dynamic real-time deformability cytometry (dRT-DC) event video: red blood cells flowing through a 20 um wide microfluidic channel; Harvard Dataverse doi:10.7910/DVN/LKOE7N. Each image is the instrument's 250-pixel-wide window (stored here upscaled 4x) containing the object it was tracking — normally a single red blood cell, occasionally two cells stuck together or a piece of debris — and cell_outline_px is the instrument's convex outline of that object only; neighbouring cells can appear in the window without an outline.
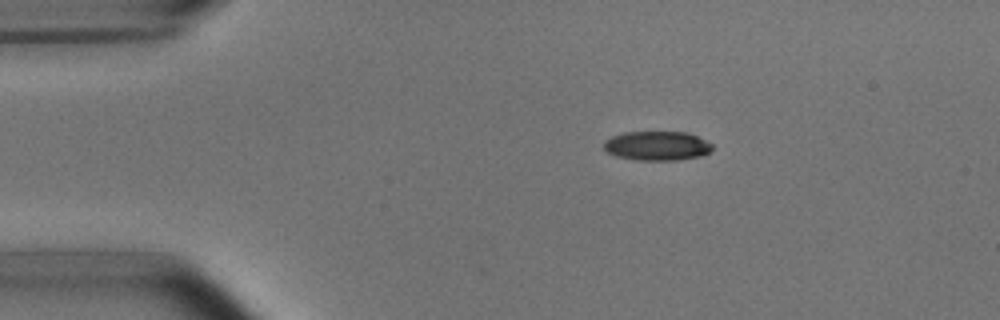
{"species": "common noctule bat (a hibernating species)", "species_latin": "Nyctalus noctula", "temperature_condition": "room temperature", "stored_images_in_passage": 44, "camera_frame_rate_fps": 3000, "um_per_image_px": 0.085, "animal": {"sex": "male", "body_mass_g": 15.6}, "frame": {"image": 1, "passage_image": 1, "time_ms": 0.0, "image_size_px": [1000, 320], "cell_outline_px": [[712, 148], [708, 152], [700, 156], [676, 160], [636, 160], [616, 156], [608, 152], [604, 148], [604, 140], [612, 136], [624, 132], [688, 132], [712, 144]], "centroid_in_image_um": [55.82, 12.39], "position_along_channel_um": 29.2, "area_um2": 18.38}}
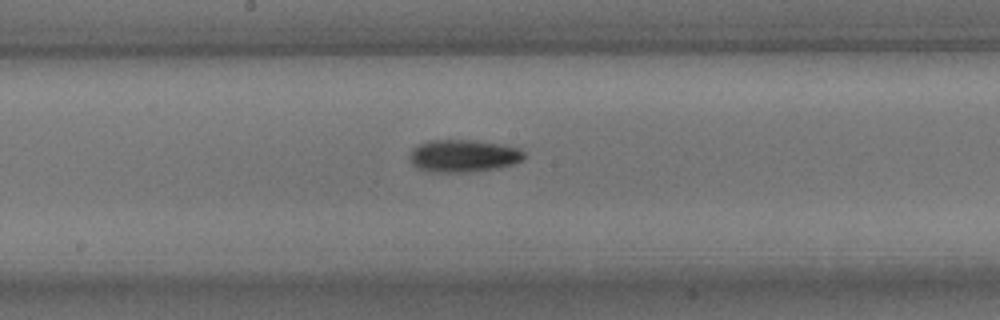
{"frame": {"image": 2, "passage_image": 19, "time_ms": 6.0, "image_size_px": [1000, 320], "cell_outline_px": [[524, 156], [520, 160], [512, 164], [496, 168], [464, 172], [428, 172], [416, 168], [408, 160], [412, 148], [428, 140], [476, 140], [504, 144], [520, 148], [524, 152]], "centroid_in_image_um": [39.34, 13.24], "position_along_channel_um": 208.9, "area_um2": 21.79}}
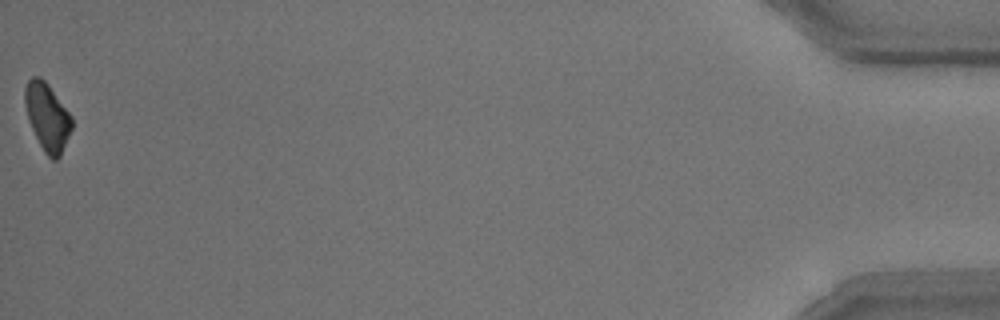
{"frame": {"image": 3, "passage_image": 44, "time_ms": 14.333, "image_size_px": [1000, 320], "cell_outline_px": [[72, 128], [60, 156], [56, 160], [52, 160], [44, 152], [28, 120], [24, 104], [24, 88], [28, 80], [32, 76], [40, 76], [48, 84], [72, 116]], "centroid_in_image_um": [4.01, 9.91], "position_along_channel_um": 431.2, "area_um2": 18.44}, "authors_computed_cell_mechanics": {"area_um2": 19.8832, "velocity_mm_per_s": 3.8207, "shape_relaxation_time_tau1_ms": 5.312, "shape_relaxation_time_tau2_ms": null, "deformation_change_tau1": 0.1428, "deformation_change_tau2": null}}